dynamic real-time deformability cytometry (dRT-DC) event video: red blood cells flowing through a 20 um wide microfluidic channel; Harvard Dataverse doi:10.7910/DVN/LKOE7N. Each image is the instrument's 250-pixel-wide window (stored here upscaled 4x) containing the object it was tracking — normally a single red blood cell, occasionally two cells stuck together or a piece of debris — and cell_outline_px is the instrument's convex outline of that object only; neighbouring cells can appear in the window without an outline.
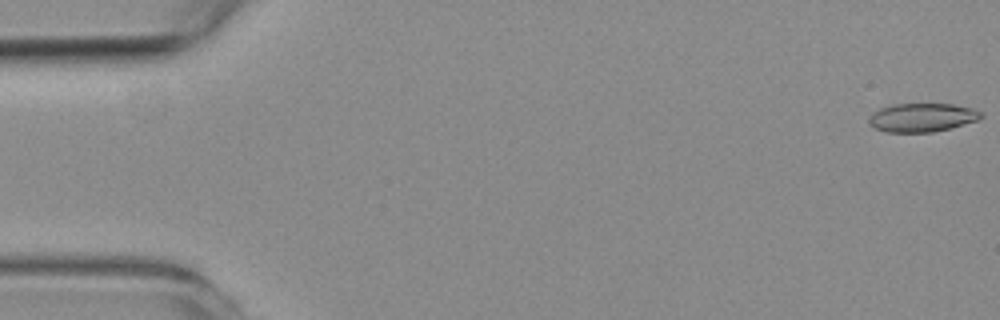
{"species": "common noctule bat (a hibernating species)", "species_latin": "Nyctalus noctula", "temperature_condition": "room temperature", "stored_images_in_passage": 57, "camera_frame_rate_fps": 3000, "um_per_image_px": 0.085, "animal": {"sex": "female", "body_mass_g": 19.3, "forearm_length_mm": 54.1}, "frame": {"image": 1, "passage_image": 1, "time_ms": 0.0, "image_size_px": [1000, 320], "cell_outline_px": [[984, 116], [980, 120], [932, 132], [888, 132], [876, 128], [868, 120], [872, 112], [880, 108], [892, 104], [952, 104], [972, 108], [980, 112]], "centroid_in_image_um": [78.39, 9.98], "position_along_channel_um": 6.6, "area_um2": 18.55}}
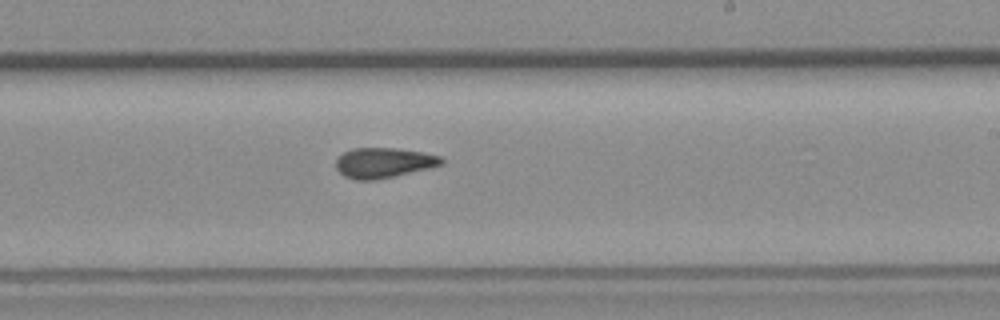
{"frame": {"image": 2, "passage_image": 34, "time_ms": 11.0, "image_size_px": [1000, 320], "cell_outline_px": [[444, 164], [376, 180], [356, 180], [344, 176], [336, 168], [336, 160], [344, 152], [352, 148], [396, 148], [420, 152], [440, 156], [444, 160]], "centroid_in_image_um": [32.58, 13.83], "position_along_channel_um": 256.4, "area_um2": 18.32}}
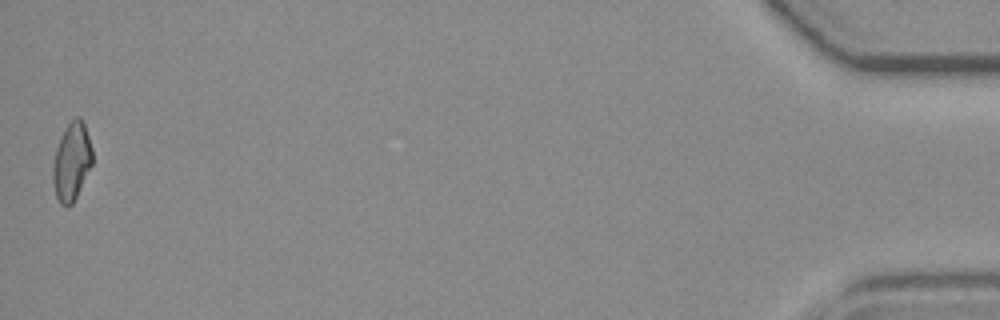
{"frame": {"image": 3, "passage_image": 57, "time_ms": 18.667, "image_size_px": [1000, 320], "cell_outline_px": [[92, 164], [72, 204], [68, 208], [64, 208], [60, 204], [56, 196], [52, 180], [52, 168], [56, 148], [68, 124], [76, 116], [80, 116], [84, 124], [92, 148]], "centroid_in_image_um": [6.08, 13.78], "position_along_channel_um": 429.1, "area_um2": 17.74}, "authors_computed_cell_mechanics": {"area_um2": 18.6116, "velocity_mm_per_s": 3.5883, "shape_relaxation_time_tau1_ms": null, "shape_relaxation_time_tau2_ms": 1.7814, "deformation_change_tau1": null, "deformation_change_tau2": 0.0816}}